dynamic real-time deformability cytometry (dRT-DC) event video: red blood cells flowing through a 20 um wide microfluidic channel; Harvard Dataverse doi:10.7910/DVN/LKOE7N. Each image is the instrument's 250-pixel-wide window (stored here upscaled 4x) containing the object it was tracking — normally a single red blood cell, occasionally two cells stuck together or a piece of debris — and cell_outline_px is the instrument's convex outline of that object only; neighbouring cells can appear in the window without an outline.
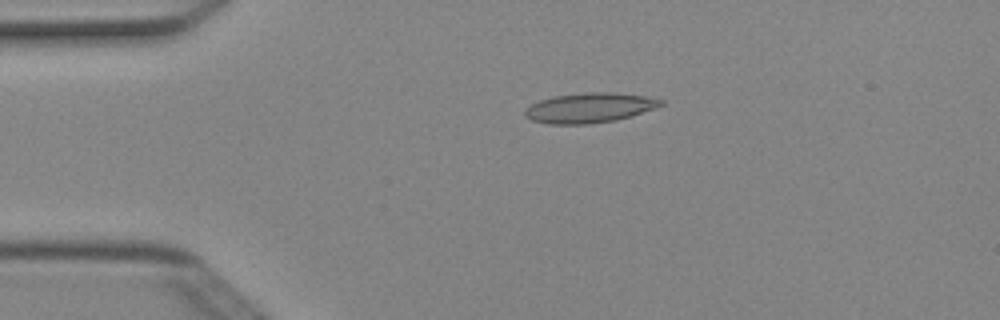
{"species": "Egyptian fruit bat (a non-hibernating species)", "species_latin": "Rousettus aegyptiacus", "temperature_condition": "cold", "stored_images_in_passage": 3, "camera_frame_rate_fps": 3000, "um_per_image_px": 0.085, "animal": {"sex": "female"}, "frame": {"image": 1, "passage_image": 3, "time_ms": 0.667, "image_size_px": [1000, 320], "cell_outline_px": [[664, 104], [656, 108], [632, 116], [616, 120], [588, 124], [548, 124], [532, 120], [524, 116], [524, 108], [540, 100], [556, 96], [584, 92], [612, 92], [644, 96], [664, 100]], "centroid_in_image_um": [50.11, 9.17], "position_along_channel_um": 34.9, "area_um2": 23.76}}